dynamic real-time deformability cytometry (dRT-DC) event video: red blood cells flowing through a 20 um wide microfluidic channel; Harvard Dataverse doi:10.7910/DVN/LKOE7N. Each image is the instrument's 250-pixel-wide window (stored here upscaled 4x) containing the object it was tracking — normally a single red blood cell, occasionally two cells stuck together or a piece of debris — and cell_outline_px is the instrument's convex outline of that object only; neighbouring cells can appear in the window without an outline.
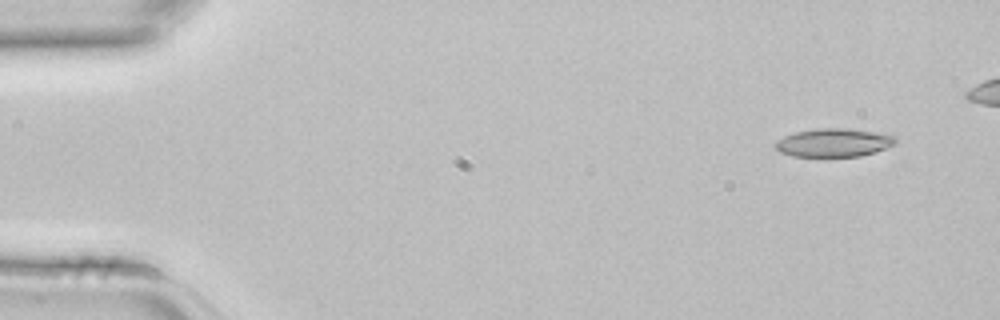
{"species": "common noctule bat (a hibernating species)", "species_latin": "Nyctalus noctula", "temperature_condition": "room temperature", "stored_images_in_passage": 4, "camera_frame_rate_fps": 3000, "um_per_image_px": 0.085, "animal": {"sex": "female", "body_mass_g": 22.7, "forearm_length_mm": 54.2}, "frame": {"image": 1, "passage_image": 1, "time_ms": 0.0, "image_size_px": [1000, 320], "cell_outline_px": [[896, 144], [876, 152], [860, 156], [792, 156], [780, 152], [772, 144], [776, 140], [784, 136], [796, 132], [816, 128], [852, 128], [880, 132], [892, 136], [896, 140]], "centroid_in_image_um": [70.86, 12.11], "position_along_channel_um": 14.1, "area_um2": 20.06}}